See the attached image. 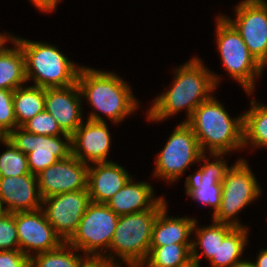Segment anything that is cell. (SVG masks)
Here are the masks:
<instances>
[{"label":"cell","instance_id":"1","mask_svg":"<svg viewBox=\"0 0 267 267\" xmlns=\"http://www.w3.org/2000/svg\"><path fill=\"white\" fill-rule=\"evenodd\" d=\"M206 67L199 57H193L189 62L175 68L173 84L152 100L154 102L147 110L146 118L150 122H161L184 109L187 114L184 120L186 122L193 111L213 95V90L219 85L220 76Z\"/></svg>","mask_w":267,"mask_h":267},{"label":"cell","instance_id":"2","mask_svg":"<svg viewBox=\"0 0 267 267\" xmlns=\"http://www.w3.org/2000/svg\"><path fill=\"white\" fill-rule=\"evenodd\" d=\"M128 82L114 72L81 67L77 84L82 98H86L92 111L87 120L105 122L100 113L105 114L113 123H121L127 116L133 114L139 107Z\"/></svg>","mask_w":267,"mask_h":267},{"label":"cell","instance_id":"3","mask_svg":"<svg viewBox=\"0 0 267 267\" xmlns=\"http://www.w3.org/2000/svg\"><path fill=\"white\" fill-rule=\"evenodd\" d=\"M186 123L193 130L202 153L229 154L244 150L243 114L230 117L224 106L212 95L202 102Z\"/></svg>","mask_w":267,"mask_h":267},{"label":"cell","instance_id":"4","mask_svg":"<svg viewBox=\"0 0 267 267\" xmlns=\"http://www.w3.org/2000/svg\"><path fill=\"white\" fill-rule=\"evenodd\" d=\"M166 205L167 201L162 197L151 209L119 216L109 247L110 253L103 257L120 267L123 263L127 267H140L150 252L154 222ZM118 256L122 263L116 261Z\"/></svg>","mask_w":267,"mask_h":267},{"label":"cell","instance_id":"5","mask_svg":"<svg viewBox=\"0 0 267 267\" xmlns=\"http://www.w3.org/2000/svg\"><path fill=\"white\" fill-rule=\"evenodd\" d=\"M25 57L27 81L42 88L67 87L75 84L82 66L71 62L57 46L16 37Z\"/></svg>","mask_w":267,"mask_h":267},{"label":"cell","instance_id":"6","mask_svg":"<svg viewBox=\"0 0 267 267\" xmlns=\"http://www.w3.org/2000/svg\"><path fill=\"white\" fill-rule=\"evenodd\" d=\"M216 18V43L221 64L230 78L237 81L250 96L256 86V78L262 76L264 67L249 52L236 29L221 14Z\"/></svg>","mask_w":267,"mask_h":267},{"label":"cell","instance_id":"7","mask_svg":"<svg viewBox=\"0 0 267 267\" xmlns=\"http://www.w3.org/2000/svg\"><path fill=\"white\" fill-rule=\"evenodd\" d=\"M257 182L248 162L238 159L224 174L220 208L212 215V220L233 227H245L235 216L261 195Z\"/></svg>","mask_w":267,"mask_h":267},{"label":"cell","instance_id":"8","mask_svg":"<svg viewBox=\"0 0 267 267\" xmlns=\"http://www.w3.org/2000/svg\"><path fill=\"white\" fill-rule=\"evenodd\" d=\"M118 220L119 216L106 204L90 202L67 243L87 256L103 257L109 252Z\"/></svg>","mask_w":267,"mask_h":267},{"label":"cell","instance_id":"9","mask_svg":"<svg viewBox=\"0 0 267 267\" xmlns=\"http://www.w3.org/2000/svg\"><path fill=\"white\" fill-rule=\"evenodd\" d=\"M198 140L186 122L175 127L164 148L157 154L153 175L167 183L176 182L202 155Z\"/></svg>","mask_w":267,"mask_h":267},{"label":"cell","instance_id":"10","mask_svg":"<svg viewBox=\"0 0 267 267\" xmlns=\"http://www.w3.org/2000/svg\"><path fill=\"white\" fill-rule=\"evenodd\" d=\"M8 140L27 155L30 172L36 176L58 160L72 155L71 135H35L16 127L9 132Z\"/></svg>","mask_w":267,"mask_h":267},{"label":"cell","instance_id":"11","mask_svg":"<svg viewBox=\"0 0 267 267\" xmlns=\"http://www.w3.org/2000/svg\"><path fill=\"white\" fill-rule=\"evenodd\" d=\"M235 19L222 15L240 34L249 52L267 66V0H244L235 6Z\"/></svg>","mask_w":267,"mask_h":267},{"label":"cell","instance_id":"12","mask_svg":"<svg viewBox=\"0 0 267 267\" xmlns=\"http://www.w3.org/2000/svg\"><path fill=\"white\" fill-rule=\"evenodd\" d=\"M90 202L88 189H83L44 198L42 210L55 233L67 242L76 232Z\"/></svg>","mask_w":267,"mask_h":267},{"label":"cell","instance_id":"13","mask_svg":"<svg viewBox=\"0 0 267 267\" xmlns=\"http://www.w3.org/2000/svg\"><path fill=\"white\" fill-rule=\"evenodd\" d=\"M216 161L209 162L203 153L199 159L201 167L195 174L189 175L185 180L187 196L203 205L213 208L215 214L220 208L222 196V181L224 174L229 168L224 156L227 154H209ZM203 160L205 163H202Z\"/></svg>","mask_w":267,"mask_h":267},{"label":"cell","instance_id":"14","mask_svg":"<svg viewBox=\"0 0 267 267\" xmlns=\"http://www.w3.org/2000/svg\"><path fill=\"white\" fill-rule=\"evenodd\" d=\"M88 167L89 165L73 155L50 165L36 176L42 199L65 192L88 189Z\"/></svg>","mask_w":267,"mask_h":267},{"label":"cell","instance_id":"15","mask_svg":"<svg viewBox=\"0 0 267 267\" xmlns=\"http://www.w3.org/2000/svg\"><path fill=\"white\" fill-rule=\"evenodd\" d=\"M15 224L20 251L29 258L40 252L57 249L63 243L62 239L55 233L53 226L47 221L42 208L34 211L16 212Z\"/></svg>","mask_w":267,"mask_h":267},{"label":"cell","instance_id":"16","mask_svg":"<svg viewBox=\"0 0 267 267\" xmlns=\"http://www.w3.org/2000/svg\"><path fill=\"white\" fill-rule=\"evenodd\" d=\"M82 100L77 82L67 87L45 88V110L55 118L61 130L69 135L84 122Z\"/></svg>","mask_w":267,"mask_h":267},{"label":"cell","instance_id":"17","mask_svg":"<svg viewBox=\"0 0 267 267\" xmlns=\"http://www.w3.org/2000/svg\"><path fill=\"white\" fill-rule=\"evenodd\" d=\"M111 139L106 121L87 120L71 135L72 155L87 165L110 162Z\"/></svg>","mask_w":267,"mask_h":267},{"label":"cell","instance_id":"18","mask_svg":"<svg viewBox=\"0 0 267 267\" xmlns=\"http://www.w3.org/2000/svg\"><path fill=\"white\" fill-rule=\"evenodd\" d=\"M0 199L9 213L34 211L42 208L36 175L0 177ZM7 205V206H6Z\"/></svg>","mask_w":267,"mask_h":267},{"label":"cell","instance_id":"19","mask_svg":"<svg viewBox=\"0 0 267 267\" xmlns=\"http://www.w3.org/2000/svg\"><path fill=\"white\" fill-rule=\"evenodd\" d=\"M131 177L124 167L116 162L110 161L89 165L87 188L90 201L106 204Z\"/></svg>","mask_w":267,"mask_h":267},{"label":"cell","instance_id":"20","mask_svg":"<svg viewBox=\"0 0 267 267\" xmlns=\"http://www.w3.org/2000/svg\"><path fill=\"white\" fill-rule=\"evenodd\" d=\"M131 177L126 184L116 192L106 205L118 216L151 209L163 196L155 197L154 188L148 182H135ZM156 198V199H155Z\"/></svg>","mask_w":267,"mask_h":267},{"label":"cell","instance_id":"21","mask_svg":"<svg viewBox=\"0 0 267 267\" xmlns=\"http://www.w3.org/2000/svg\"><path fill=\"white\" fill-rule=\"evenodd\" d=\"M166 205L157 215L152 229L150 246H164L168 244L192 243L191 234L195 218L169 217Z\"/></svg>","mask_w":267,"mask_h":267},{"label":"cell","instance_id":"22","mask_svg":"<svg viewBox=\"0 0 267 267\" xmlns=\"http://www.w3.org/2000/svg\"><path fill=\"white\" fill-rule=\"evenodd\" d=\"M234 228L229 224L219 223L214 220H212V224L209 226L199 227L196 220L193 227V233L196 231L194 233L196 234V239L192 241L191 259L196 260L199 264L201 257H205V259L210 261L215 253H217L219 244L222 243L223 239ZM197 248L201 249V255Z\"/></svg>","mask_w":267,"mask_h":267},{"label":"cell","instance_id":"23","mask_svg":"<svg viewBox=\"0 0 267 267\" xmlns=\"http://www.w3.org/2000/svg\"><path fill=\"white\" fill-rule=\"evenodd\" d=\"M250 109L243 114V147L267 149V105L252 99Z\"/></svg>","mask_w":267,"mask_h":267},{"label":"cell","instance_id":"24","mask_svg":"<svg viewBox=\"0 0 267 267\" xmlns=\"http://www.w3.org/2000/svg\"><path fill=\"white\" fill-rule=\"evenodd\" d=\"M7 48L0 54V89L15 90L27 83L25 57L20 45Z\"/></svg>","mask_w":267,"mask_h":267},{"label":"cell","instance_id":"25","mask_svg":"<svg viewBox=\"0 0 267 267\" xmlns=\"http://www.w3.org/2000/svg\"><path fill=\"white\" fill-rule=\"evenodd\" d=\"M248 227H235L219 244L217 253L209 261L212 267H233L244 259L243 252L248 243Z\"/></svg>","mask_w":267,"mask_h":267},{"label":"cell","instance_id":"26","mask_svg":"<svg viewBox=\"0 0 267 267\" xmlns=\"http://www.w3.org/2000/svg\"><path fill=\"white\" fill-rule=\"evenodd\" d=\"M45 103V88L39 86H21L14 90L13 106L17 127H21L36 114L42 112Z\"/></svg>","mask_w":267,"mask_h":267},{"label":"cell","instance_id":"27","mask_svg":"<svg viewBox=\"0 0 267 267\" xmlns=\"http://www.w3.org/2000/svg\"><path fill=\"white\" fill-rule=\"evenodd\" d=\"M192 243L150 246L146 261L140 267H179L191 260Z\"/></svg>","mask_w":267,"mask_h":267},{"label":"cell","instance_id":"28","mask_svg":"<svg viewBox=\"0 0 267 267\" xmlns=\"http://www.w3.org/2000/svg\"><path fill=\"white\" fill-rule=\"evenodd\" d=\"M76 251V248L63 242L57 249L31 256L30 267H80L88 256H81Z\"/></svg>","mask_w":267,"mask_h":267},{"label":"cell","instance_id":"29","mask_svg":"<svg viewBox=\"0 0 267 267\" xmlns=\"http://www.w3.org/2000/svg\"><path fill=\"white\" fill-rule=\"evenodd\" d=\"M7 150L0 154V177L29 174L27 155L17 149L9 140L2 143Z\"/></svg>","mask_w":267,"mask_h":267},{"label":"cell","instance_id":"30","mask_svg":"<svg viewBox=\"0 0 267 267\" xmlns=\"http://www.w3.org/2000/svg\"><path fill=\"white\" fill-rule=\"evenodd\" d=\"M21 127L27 132L34 133L35 135H69L61 130L55 118L45 109L29 119Z\"/></svg>","mask_w":267,"mask_h":267},{"label":"cell","instance_id":"31","mask_svg":"<svg viewBox=\"0 0 267 267\" xmlns=\"http://www.w3.org/2000/svg\"><path fill=\"white\" fill-rule=\"evenodd\" d=\"M3 250H20L15 213L0 218V251Z\"/></svg>","mask_w":267,"mask_h":267},{"label":"cell","instance_id":"32","mask_svg":"<svg viewBox=\"0 0 267 267\" xmlns=\"http://www.w3.org/2000/svg\"><path fill=\"white\" fill-rule=\"evenodd\" d=\"M13 90L0 89V124L9 133L17 127Z\"/></svg>","mask_w":267,"mask_h":267},{"label":"cell","instance_id":"33","mask_svg":"<svg viewBox=\"0 0 267 267\" xmlns=\"http://www.w3.org/2000/svg\"><path fill=\"white\" fill-rule=\"evenodd\" d=\"M0 267H30V258L20 250L0 251Z\"/></svg>","mask_w":267,"mask_h":267},{"label":"cell","instance_id":"34","mask_svg":"<svg viewBox=\"0 0 267 267\" xmlns=\"http://www.w3.org/2000/svg\"><path fill=\"white\" fill-rule=\"evenodd\" d=\"M80 267H120L119 265L112 263L104 257H92L88 256Z\"/></svg>","mask_w":267,"mask_h":267},{"label":"cell","instance_id":"35","mask_svg":"<svg viewBox=\"0 0 267 267\" xmlns=\"http://www.w3.org/2000/svg\"><path fill=\"white\" fill-rule=\"evenodd\" d=\"M255 260V262L251 260L254 267H267V248L262 249Z\"/></svg>","mask_w":267,"mask_h":267},{"label":"cell","instance_id":"36","mask_svg":"<svg viewBox=\"0 0 267 267\" xmlns=\"http://www.w3.org/2000/svg\"><path fill=\"white\" fill-rule=\"evenodd\" d=\"M16 36H13L12 34H2L0 33V54H2L7 48V46H5V43L8 41L12 42V44L15 42Z\"/></svg>","mask_w":267,"mask_h":267},{"label":"cell","instance_id":"37","mask_svg":"<svg viewBox=\"0 0 267 267\" xmlns=\"http://www.w3.org/2000/svg\"><path fill=\"white\" fill-rule=\"evenodd\" d=\"M60 0H44V12L50 13L53 10L57 9V4H59Z\"/></svg>","mask_w":267,"mask_h":267},{"label":"cell","instance_id":"38","mask_svg":"<svg viewBox=\"0 0 267 267\" xmlns=\"http://www.w3.org/2000/svg\"><path fill=\"white\" fill-rule=\"evenodd\" d=\"M37 9L44 12V0H29Z\"/></svg>","mask_w":267,"mask_h":267},{"label":"cell","instance_id":"39","mask_svg":"<svg viewBox=\"0 0 267 267\" xmlns=\"http://www.w3.org/2000/svg\"><path fill=\"white\" fill-rule=\"evenodd\" d=\"M8 134L9 133L0 124V141H1V143L8 140Z\"/></svg>","mask_w":267,"mask_h":267},{"label":"cell","instance_id":"40","mask_svg":"<svg viewBox=\"0 0 267 267\" xmlns=\"http://www.w3.org/2000/svg\"><path fill=\"white\" fill-rule=\"evenodd\" d=\"M179 267H200V264L196 260H189L186 264Z\"/></svg>","mask_w":267,"mask_h":267},{"label":"cell","instance_id":"41","mask_svg":"<svg viewBox=\"0 0 267 267\" xmlns=\"http://www.w3.org/2000/svg\"><path fill=\"white\" fill-rule=\"evenodd\" d=\"M7 213H9L4 206L3 201L0 199V218L4 217Z\"/></svg>","mask_w":267,"mask_h":267},{"label":"cell","instance_id":"42","mask_svg":"<svg viewBox=\"0 0 267 267\" xmlns=\"http://www.w3.org/2000/svg\"><path fill=\"white\" fill-rule=\"evenodd\" d=\"M233 267H254V266H253V264L251 263L250 260L248 261L247 259H245V261H243V262H241L239 264H236Z\"/></svg>","mask_w":267,"mask_h":267}]
</instances>
